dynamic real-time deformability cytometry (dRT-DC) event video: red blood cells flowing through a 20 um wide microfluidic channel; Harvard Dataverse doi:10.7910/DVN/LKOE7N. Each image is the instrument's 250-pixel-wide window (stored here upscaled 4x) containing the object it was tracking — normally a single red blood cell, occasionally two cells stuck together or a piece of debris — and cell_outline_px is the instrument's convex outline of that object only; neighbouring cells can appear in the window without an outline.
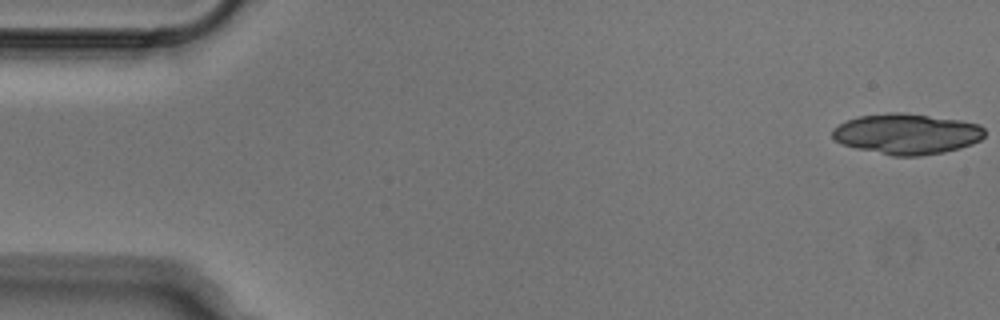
{"species": "Egyptian fruit bat (a non-hibernating species)", "species_latin": "Rousettus aegyptiacus", "temperature_condition": "cold", "stored_images_in_passage": 51, "camera_frame_rate_fps": 3000, "um_per_image_px": 0.085, "animal": {"sex": "male"}, "frame": {"image": 1, "passage_image": 1, "time_ms": 0.0, "image_size_px": [1000, 320], "cell_outline_px": [[984, 136], [980, 140], [972, 144], [960, 148], [944, 152], [920, 156], [892, 156], [856, 148], [840, 144], [832, 136], [832, 128], [848, 120], [860, 116], [888, 112], [904, 112], [960, 120], [980, 124], [984, 128]], "centroid_in_image_um": [77.08, 11.38], "position_along_channel_um": 7.9, "area_um2": 36.18}}
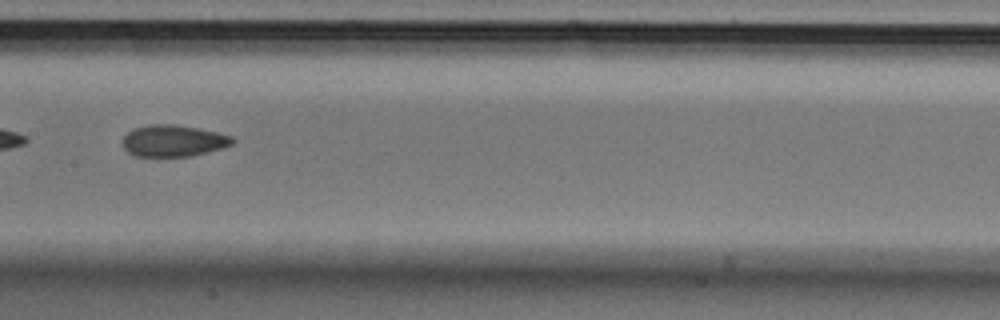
{"frame": {"image": 2, "passage_image": 26, "time_ms": 8.333, "image_size_px": [1000, 320], "cell_outline_px": [[236, 140], [232, 144], [224, 148], [192, 156], [132, 156], [124, 148], [120, 140], [132, 128], [148, 124], [172, 124], [196, 128], [216, 132], [232, 136]], "centroid_in_image_um": [14.7, 11.97], "position_along_channel_um": 192.7, "area_um2": 20.46}}
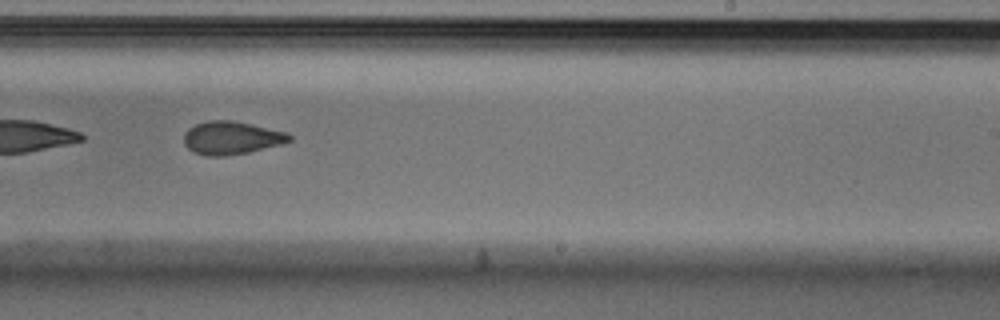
{"frame": {"image": 3, "passage_image": 32, "time_ms": 10.333, "image_size_px": [1000, 320], "cell_outline_px": [[292, 140], [280, 144], [248, 152], [224, 156], [208, 156], [192, 152], [184, 144], [184, 132], [188, 128], [196, 124], [208, 120], [232, 120], [252, 124], [288, 132], [292, 136]], "centroid_in_image_um": [19.66, 11.71], "position_along_channel_um": 269.3, "area_um2": 20.4}}